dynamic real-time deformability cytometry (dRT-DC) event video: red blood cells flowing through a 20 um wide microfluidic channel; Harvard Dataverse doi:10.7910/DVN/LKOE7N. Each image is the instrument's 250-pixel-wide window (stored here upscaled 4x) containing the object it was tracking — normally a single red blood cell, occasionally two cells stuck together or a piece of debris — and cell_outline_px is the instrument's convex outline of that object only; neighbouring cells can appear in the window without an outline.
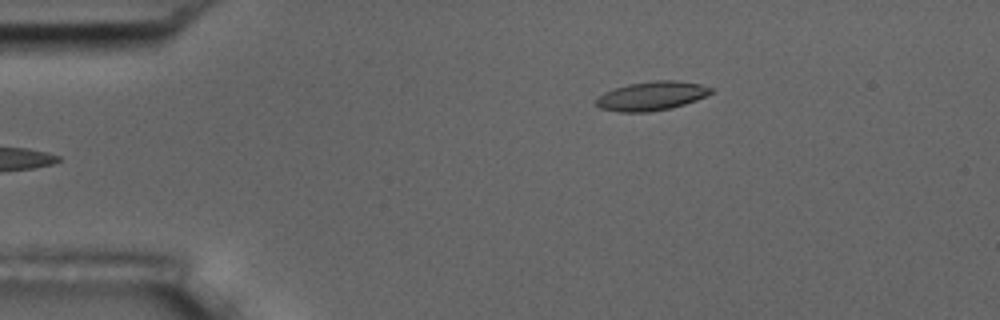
{"species": "common noctule bat (a hibernating species)", "species_latin": "Nyctalus noctula", "temperature_condition": "room temperature", "stored_images_in_passage": 5, "camera_frame_rate_fps": 3000, "um_per_image_px": 0.085, "animal": {"sex": "male", "body_mass_g": 17.5, "forearm_length_mm": 52.3}, "frame": {"image": 1, "passage_image": 5, "time_ms": 4.333, "image_size_px": [1000, 320], "cell_outline_px": [[712, 92], [696, 100], [672, 108], [648, 112], [620, 112], [600, 108], [596, 104], [596, 100], [604, 92], [628, 84], [656, 80], [676, 80], [700, 84], [712, 88]], "centroid_in_image_um": [55.39, 8.16], "position_along_channel_um": 29.6, "area_um2": 19.19}}